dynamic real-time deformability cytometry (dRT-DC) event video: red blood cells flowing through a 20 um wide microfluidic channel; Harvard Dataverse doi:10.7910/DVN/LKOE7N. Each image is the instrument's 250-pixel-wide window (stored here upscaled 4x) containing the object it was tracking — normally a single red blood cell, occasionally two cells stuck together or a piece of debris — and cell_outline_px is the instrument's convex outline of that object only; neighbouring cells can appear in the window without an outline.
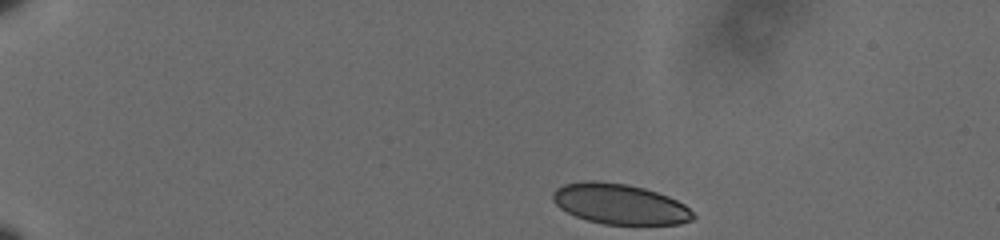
{"species": "human", "species_latin": "Homo sapiens", "temperature_condition": "cold", "stored_images_in_passage": 48, "camera_frame_rate_fps": 3000, "um_per_image_px": 0.085, "donor": {"sex": "male"}, "frame": {"image": 1, "passage_image": 1, "time_ms": 0.0, "image_size_px": [1000, 240], "cell_outline_px": [[696, 216], [692, 220], [680, 224], [604, 224], [588, 220], [576, 216], [560, 208], [552, 200], [552, 192], [556, 188], [564, 184], [584, 180], [596, 180], [628, 184], [644, 188], [668, 196], [684, 204]], "centroid_in_image_um": [52.66, 17.33], "position_along_channel_um": 32.3, "area_um2": 33.06}}
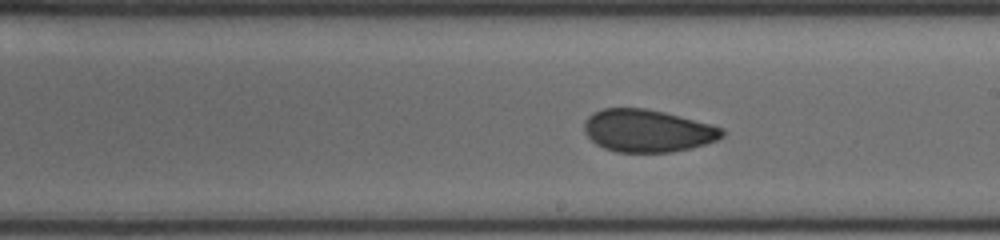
{"frame": {"image": 2, "passage_image": 26, "time_ms": 8.333, "image_size_px": [1000, 240], "cell_outline_px": [[724, 136], [716, 140], [692, 148], [672, 152], [616, 152], [604, 148], [596, 144], [584, 132], [584, 124], [588, 116], [604, 108], [644, 108], [664, 112], [712, 124], [724, 128]], "centroid_in_image_um": [55.06, 11.12], "position_along_channel_um": 233.9, "area_um2": 34.16}}
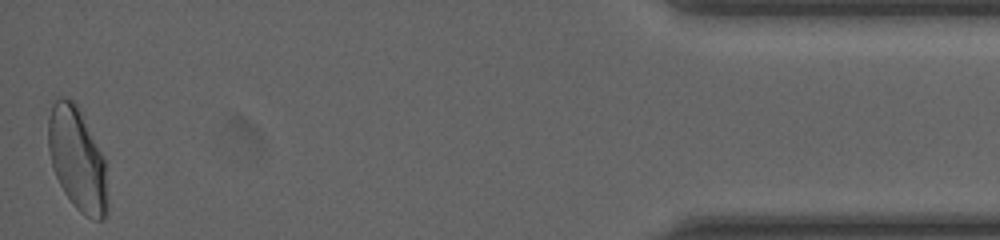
{"frame": {"image": 3, "passage_image": 48, "time_ms": 15.667, "image_size_px": [1000, 240], "cell_outline_px": [[108, 212], [100, 220], [96, 220], [84, 216], [72, 204], [64, 192], [52, 168], [48, 148], [48, 116], [52, 104], [60, 96], [64, 96], [72, 100], [76, 104], [104, 160], [108, 204]], "centroid_in_image_um": [6.54, 13.56], "position_along_channel_um": 428.7, "area_um2": 35.26}, "authors_computed_cell_mechanics": {"area_um2": 34.5644, "velocity_mm_per_s": 3.6031, "shape_relaxation_time_tau1_ms": null, "shape_relaxation_time_tau2_ms": 1.2633, "deformation_change_tau1": null, "deformation_change_tau2": 0.0544}}